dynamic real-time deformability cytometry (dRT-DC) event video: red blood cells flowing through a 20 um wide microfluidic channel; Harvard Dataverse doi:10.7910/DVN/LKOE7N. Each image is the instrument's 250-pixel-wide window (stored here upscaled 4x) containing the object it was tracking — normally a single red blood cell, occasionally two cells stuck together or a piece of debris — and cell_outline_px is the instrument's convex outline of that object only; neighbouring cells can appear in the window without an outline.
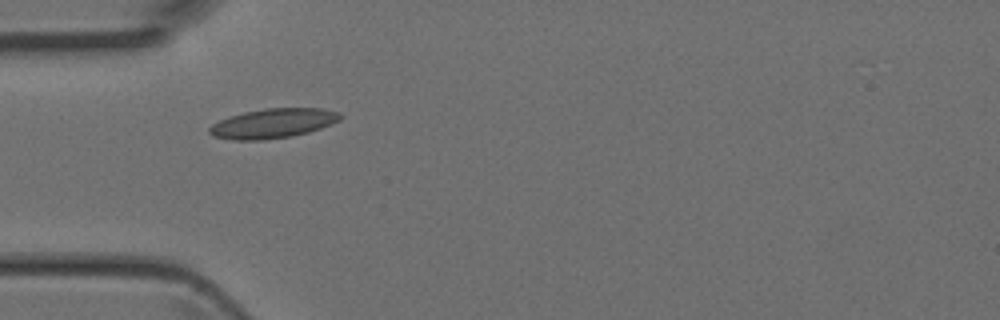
{"species": "Egyptian fruit bat (a non-hibernating species)", "species_latin": "Rousettus aegyptiacus", "temperature_condition": "room temperature", "stored_images_in_passage": 2, "camera_frame_rate_fps": 3000, "um_per_image_px": 0.085, "animal": {"sex": "female"}, "frame": {"image": 1, "passage_image": 2, "time_ms": 0.333, "image_size_px": [1000, 320], "cell_outline_px": [[344, 116], [340, 120], [332, 124], [308, 132], [292, 136], [264, 140], [232, 140], [212, 136], [208, 132], [208, 128], [212, 124], [228, 116], [244, 112], [264, 108], [324, 108], [340, 112]], "centroid_in_image_um": [23.21, 10.48], "position_along_channel_um": 61.8, "area_um2": 22.83}}